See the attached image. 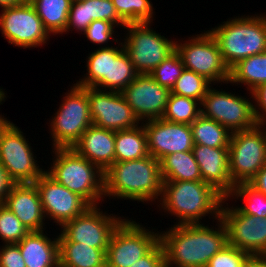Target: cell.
Returning <instances> with one entry per match:
<instances>
[{"label": "cell", "mask_w": 266, "mask_h": 267, "mask_svg": "<svg viewBox=\"0 0 266 267\" xmlns=\"http://www.w3.org/2000/svg\"><path fill=\"white\" fill-rule=\"evenodd\" d=\"M214 226L202 224L173 225L159 232L165 262L172 267H206L209 260L228 245L227 230L218 218Z\"/></svg>", "instance_id": "1"}, {"label": "cell", "mask_w": 266, "mask_h": 267, "mask_svg": "<svg viewBox=\"0 0 266 267\" xmlns=\"http://www.w3.org/2000/svg\"><path fill=\"white\" fill-rule=\"evenodd\" d=\"M163 179L160 161L151 155L131 161L114 162L104 172V197L143 203L159 201Z\"/></svg>", "instance_id": "2"}, {"label": "cell", "mask_w": 266, "mask_h": 267, "mask_svg": "<svg viewBox=\"0 0 266 267\" xmlns=\"http://www.w3.org/2000/svg\"><path fill=\"white\" fill-rule=\"evenodd\" d=\"M223 200L218 191L203 181H163L158 207L159 211L163 209L177 217L175 225L202 224L206 216L220 218Z\"/></svg>", "instance_id": "3"}, {"label": "cell", "mask_w": 266, "mask_h": 267, "mask_svg": "<svg viewBox=\"0 0 266 267\" xmlns=\"http://www.w3.org/2000/svg\"><path fill=\"white\" fill-rule=\"evenodd\" d=\"M209 32L229 69L242 59L266 52V14L236 16Z\"/></svg>", "instance_id": "4"}, {"label": "cell", "mask_w": 266, "mask_h": 267, "mask_svg": "<svg viewBox=\"0 0 266 267\" xmlns=\"http://www.w3.org/2000/svg\"><path fill=\"white\" fill-rule=\"evenodd\" d=\"M52 152L51 167L45 172L91 206L102 204L105 198L104 172L73 148H54Z\"/></svg>", "instance_id": "5"}, {"label": "cell", "mask_w": 266, "mask_h": 267, "mask_svg": "<svg viewBox=\"0 0 266 267\" xmlns=\"http://www.w3.org/2000/svg\"><path fill=\"white\" fill-rule=\"evenodd\" d=\"M63 96L58 110L49 121L52 148H72L92 125L86 87L73 84Z\"/></svg>", "instance_id": "6"}, {"label": "cell", "mask_w": 266, "mask_h": 267, "mask_svg": "<svg viewBox=\"0 0 266 267\" xmlns=\"http://www.w3.org/2000/svg\"><path fill=\"white\" fill-rule=\"evenodd\" d=\"M176 40L175 38V50L180 55L185 69L204 76L213 85L229 83L230 69L209 30L192 37L190 35L186 41Z\"/></svg>", "instance_id": "7"}, {"label": "cell", "mask_w": 266, "mask_h": 267, "mask_svg": "<svg viewBox=\"0 0 266 267\" xmlns=\"http://www.w3.org/2000/svg\"><path fill=\"white\" fill-rule=\"evenodd\" d=\"M152 23H129L124 27V50L138 74L151 73L175 51V39L166 38L150 27ZM127 35V36H126Z\"/></svg>", "instance_id": "8"}, {"label": "cell", "mask_w": 266, "mask_h": 267, "mask_svg": "<svg viewBox=\"0 0 266 267\" xmlns=\"http://www.w3.org/2000/svg\"><path fill=\"white\" fill-rule=\"evenodd\" d=\"M266 125L234 132L229 149V175L234 184L250 182L266 164Z\"/></svg>", "instance_id": "9"}, {"label": "cell", "mask_w": 266, "mask_h": 267, "mask_svg": "<svg viewBox=\"0 0 266 267\" xmlns=\"http://www.w3.org/2000/svg\"><path fill=\"white\" fill-rule=\"evenodd\" d=\"M210 86L201 102V115L212 119L231 133L249 130L258 125L254 113V103L250 98L215 89ZM223 90V91H222ZM250 99V100H249Z\"/></svg>", "instance_id": "10"}, {"label": "cell", "mask_w": 266, "mask_h": 267, "mask_svg": "<svg viewBox=\"0 0 266 267\" xmlns=\"http://www.w3.org/2000/svg\"><path fill=\"white\" fill-rule=\"evenodd\" d=\"M129 219L124 218L111 235L106 252V267H130L159 242L157 230L147 229L141 223Z\"/></svg>", "instance_id": "11"}, {"label": "cell", "mask_w": 266, "mask_h": 267, "mask_svg": "<svg viewBox=\"0 0 266 267\" xmlns=\"http://www.w3.org/2000/svg\"><path fill=\"white\" fill-rule=\"evenodd\" d=\"M32 150L31 143L13 122L0 130V163L14 183H34L45 172Z\"/></svg>", "instance_id": "12"}, {"label": "cell", "mask_w": 266, "mask_h": 267, "mask_svg": "<svg viewBox=\"0 0 266 267\" xmlns=\"http://www.w3.org/2000/svg\"><path fill=\"white\" fill-rule=\"evenodd\" d=\"M99 205L89 207L84 213L61 226L58 242L84 243L105 253L113 231L124 220L122 216L103 213Z\"/></svg>", "instance_id": "13"}, {"label": "cell", "mask_w": 266, "mask_h": 267, "mask_svg": "<svg viewBox=\"0 0 266 267\" xmlns=\"http://www.w3.org/2000/svg\"><path fill=\"white\" fill-rule=\"evenodd\" d=\"M0 12V31L9 44L30 49L42 47L50 40L51 34L31 3L23 2Z\"/></svg>", "instance_id": "14"}, {"label": "cell", "mask_w": 266, "mask_h": 267, "mask_svg": "<svg viewBox=\"0 0 266 267\" xmlns=\"http://www.w3.org/2000/svg\"><path fill=\"white\" fill-rule=\"evenodd\" d=\"M226 201L224 198L220 219L226 226L228 245L251 256L266 255V217L243 214L235 204L229 206Z\"/></svg>", "instance_id": "15"}, {"label": "cell", "mask_w": 266, "mask_h": 267, "mask_svg": "<svg viewBox=\"0 0 266 267\" xmlns=\"http://www.w3.org/2000/svg\"><path fill=\"white\" fill-rule=\"evenodd\" d=\"M86 93L92 125L114 131L141 125L121 92L86 87Z\"/></svg>", "instance_id": "16"}, {"label": "cell", "mask_w": 266, "mask_h": 267, "mask_svg": "<svg viewBox=\"0 0 266 267\" xmlns=\"http://www.w3.org/2000/svg\"><path fill=\"white\" fill-rule=\"evenodd\" d=\"M34 184L46 219L53 220L59 228L91 207L84 198L56 182L46 172Z\"/></svg>", "instance_id": "17"}, {"label": "cell", "mask_w": 266, "mask_h": 267, "mask_svg": "<svg viewBox=\"0 0 266 267\" xmlns=\"http://www.w3.org/2000/svg\"><path fill=\"white\" fill-rule=\"evenodd\" d=\"M144 122L142 124L147 134L148 152L155 159L161 161L172 153L192 151L194 142L190 125L162 118Z\"/></svg>", "instance_id": "18"}, {"label": "cell", "mask_w": 266, "mask_h": 267, "mask_svg": "<svg viewBox=\"0 0 266 267\" xmlns=\"http://www.w3.org/2000/svg\"><path fill=\"white\" fill-rule=\"evenodd\" d=\"M141 122L162 118L171 91L149 74H138L121 92Z\"/></svg>", "instance_id": "19"}, {"label": "cell", "mask_w": 266, "mask_h": 267, "mask_svg": "<svg viewBox=\"0 0 266 267\" xmlns=\"http://www.w3.org/2000/svg\"><path fill=\"white\" fill-rule=\"evenodd\" d=\"M192 152L199 165L202 181L227 198L235 186L229 175V149L194 145Z\"/></svg>", "instance_id": "20"}, {"label": "cell", "mask_w": 266, "mask_h": 267, "mask_svg": "<svg viewBox=\"0 0 266 267\" xmlns=\"http://www.w3.org/2000/svg\"><path fill=\"white\" fill-rule=\"evenodd\" d=\"M3 205L16 215L29 232L46 230V217L34 183H14Z\"/></svg>", "instance_id": "21"}, {"label": "cell", "mask_w": 266, "mask_h": 267, "mask_svg": "<svg viewBox=\"0 0 266 267\" xmlns=\"http://www.w3.org/2000/svg\"><path fill=\"white\" fill-rule=\"evenodd\" d=\"M72 148L105 172L115 162V131L90 125Z\"/></svg>", "instance_id": "22"}, {"label": "cell", "mask_w": 266, "mask_h": 267, "mask_svg": "<svg viewBox=\"0 0 266 267\" xmlns=\"http://www.w3.org/2000/svg\"><path fill=\"white\" fill-rule=\"evenodd\" d=\"M44 231H31L17 243L26 267H60L58 235L51 239Z\"/></svg>", "instance_id": "23"}, {"label": "cell", "mask_w": 266, "mask_h": 267, "mask_svg": "<svg viewBox=\"0 0 266 267\" xmlns=\"http://www.w3.org/2000/svg\"><path fill=\"white\" fill-rule=\"evenodd\" d=\"M60 267H106V253L84 243L58 242Z\"/></svg>", "instance_id": "24"}, {"label": "cell", "mask_w": 266, "mask_h": 267, "mask_svg": "<svg viewBox=\"0 0 266 267\" xmlns=\"http://www.w3.org/2000/svg\"><path fill=\"white\" fill-rule=\"evenodd\" d=\"M163 181H202L198 163L192 151L177 152L160 161Z\"/></svg>", "instance_id": "25"}, {"label": "cell", "mask_w": 266, "mask_h": 267, "mask_svg": "<svg viewBox=\"0 0 266 267\" xmlns=\"http://www.w3.org/2000/svg\"><path fill=\"white\" fill-rule=\"evenodd\" d=\"M147 155V134L142 123L141 126L115 131V162L138 160Z\"/></svg>", "instance_id": "26"}, {"label": "cell", "mask_w": 266, "mask_h": 267, "mask_svg": "<svg viewBox=\"0 0 266 267\" xmlns=\"http://www.w3.org/2000/svg\"><path fill=\"white\" fill-rule=\"evenodd\" d=\"M117 44L118 47H98L89 53L86 59L87 74H84L85 77L79 79L76 85L95 88L104 78H109L110 57H117L124 50L121 40H118Z\"/></svg>", "instance_id": "27"}, {"label": "cell", "mask_w": 266, "mask_h": 267, "mask_svg": "<svg viewBox=\"0 0 266 267\" xmlns=\"http://www.w3.org/2000/svg\"><path fill=\"white\" fill-rule=\"evenodd\" d=\"M229 83L247 86L252 92L257 87L266 84V52L240 60L230 69Z\"/></svg>", "instance_id": "28"}, {"label": "cell", "mask_w": 266, "mask_h": 267, "mask_svg": "<svg viewBox=\"0 0 266 267\" xmlns=\"http://www.w3.org/2000/svg\"><path fill=\"white\" fill-rule=\"evenodd\" d=\"M71 3V0H33L31 5L41 18L44 27L55 36L64 34Z\"/></svg>", "instance_id": "29"}, {"label": "cell", "mask_w": 266, "mask_h": 267, "mask_svg": "<svg viewBox=\"0 0 266 267\" xmlns=\"http://www.w3.org/2000/svg\"><path fill=\"white\" fill-rule=\"evenodd\" d=\"M194 145L228 148L232 133L220 123L200 115L191 124Z\"/></svg>", "instance_id": "30"}, {"label": "cell", "mask_w": 266, "mask_h": 267, "mask_svg": "<svg viewBox=\"0 0 266 267\" xmlns=\"http://www.w3.org/2000/svg\"><path fill=\"white\" fill-rule=\"evenodd\" d=\"M137 75L129 55L123 50L117 57H110L109 78H104L95 88L122 92Z\"/></svg>", "instance_id": "31"}, {"label": "cell", "mask_w": 266, "mask_h": 267, "mask_svg": "<svg viewBox=\"0 0 266 267\" xmlns=\"http://www.w3.org/2000/svg\"><path fill=\"white\" fill-rule=\"evenodd\" d=\"M200 115V101L170 93L162 119L190 125Z\"/></svg>", "instance_id": "32"}, {"label": "cell", "mask_w": 266, "mask_h": 267, "mask_svg": "<svg viewBox=\"0 0 266 267\" xmlns=\"http://www.w3.org/2000/svg\"><path fill=\"white\" fill-rule=\"evenodd\" d=\"M240 199L245 203L244 205L236 206L243 214L266 217V195L254 188L249 182H242L235 184L231 194L227 200Z\"/></svg>", "instance_id": "33"}, {"label": "cell", "mask_w": 266, "mask_h": 267, "mask_svg": "<svg viewBox=\"0 0 266 267\" xmlns=\"http://www.w3.org/2000/svg\"><path fill=\"white\" fill-rule=\"evenodd\" d=\"M118 16L126 23H153V4L150 0H112Z\"/></svg>", "instance_id": "34"}, {"label": "cell", "mask_w": 266, "mask_h": 267, "mask_svg": "<svg viewBox=\"0 0 266 267\" xmlns=\"http://www.w3.org/2000/svg\"><path fill=\"white\" fill-rule=\"evenodd\" d=\"M211 85L212 83L204 76L184 69L177 79L176 84L171 89V93L202 102L203 97Z\"/></svg>", "instance_id": "35"}, {"label": "cell", "mask_w": 266, "mask_h": 267, "mask_svg": "<svg viewBox=\"0 0 266 267\" xmlns=\"http://www.w3.org/2000/svg\"><path fill=\"white\" fill-rule=\"evenodd\" d=\"M180 55L176 50L162 61L149 75L161 86L170 91L176 84L177 79L184 71Z\"/></svg>", "instance_id": "36"}, {"label": "cell", "mask_w": 266, "mask_h": 267, "mask_svg": "<svg viewBox=\"0 0 266 267\" xmlns=\"http://www.w3.org/2000/svg\"><path fill=\"white\" fill-rule=\"evenodd\" d=\"M28 233L29 230L16 215L0 204V239L3 244H17Z\"/></svg>", "instance_id": "37"}, {"label": "cell", "mask_w": 266, "mask_h": 267, "mask_svg": "<svg viewBox=\"0 0 266 267\" xmlns=\"http://www.w3.org/2000/svg\"><path fill=\"white\" fill-rule=\"evenodd\" d=\"M115 25L109 21L104 20H93L89 26L82 33L85 35L87 40H89L92 44L101 45L100 47H111L112 45H108V42L112 41L117 43V39L115 37V33L117 31L115 29ZM116 38V39H115ZM104 44V46H102Z\"/></svg>", "instance_id": "38"}, {"label": "cell", "mask_w": 266, "mask_h": 267, "mask_svg": "<svg viewBox=\"0 0 266 267\" xmlns=\"http://www.w3.org/2000/svg\"><path fill=\"white\" fill-rule=\"evenodd\" d=\"M88 19L104 20L113 23L116 28L127 24L118 16L112 0H87Z\"/></svg>", "instance_id": "39"}, {"label": "cell", "mask_w": 266, "mask_h": 267, "mask_svg": "<svg viewBox=\"0 0 266 267\" xmlns=\"http://www.w3.org/2000/svg\"><path fill=\"white\" fill-rule=\"evenodd\" d=\"M250 256L247 252L226 245L209 260L206 267H244Z\"/></svg>", "instance_id": "40"}, {"label": "cell", "mask_w": 266, "mask_h": 267, "mask_svg": "<svg viewBox=\"0 0 266 267\" xmlns=\"http://www.w3.org/2000/svg\"><path fill=\"white\" fill-rule=\"evenodd\" d=\"M92 22V19H88L87 12V0L81 2H72L70 6V11L68 15V22L65 28V34L72 30L77 31V33L82 34L85 29ZM72 29V30H71Z\"/></svg>", "instance_id": "41"}, {"label": "cell", "mask_w": 266, "mask_h": 267, "mask_svg": "<svg viewBox=\"0 0 266 267\" xmlns=\"http://www.w3.org/2000/svg\"><path fill=\"white\" fill-rule=\"evenodd\" d=\"M0 267H26L17 244L0 246Z\"/></svg>", "instance_id": "42"}, {"label": "cell", "mask_w": 266, "mask_h": 267, "mask_svg": "<svg viewBox=\"0 0 266 267\" xmlns=\"http://www.w3.org/2000/svg\"><path fill=\"white\" fill-rule=\"evenodd\" d=\"M164 262V248L159 241L146 255L137 260L130 267H160Z\"/></svg>", "instance_id": "43"}, {"label": "cell", "mask_w": 266, "mask_h": 267, "mask_svg": "<svg viewBox=\"0 0 266 267\" xmlns=\"http://www.w3.org/2000/svg\"><path fill=\"white\" fill-rule=\"evenodd\" d=\"M254 113L258 124L266 125V84H263L252 92ZM260 110V111H259Z\"/></svg>", "instance_id": "44"}, {"label": "cell", "mask_w": 266, "mask_h": 267, "mask_svg": "<svg viewBox=\"0 0 266 267\" xmlns=\"http://www.w3.org/2000/svg\"><path fill=\"white\" fill-rule=\"evenodd\" d=\"M13 184L14 182L9 178L6 169L0 163V204H3Z\"/></svg>", "instance_id": "45"}, {"label": "cell", "mask_w": 266, "mask_h": 267, "mask_svg": "<svg viewBox=\"0 0 266 267\" xmlns=\"http://www.w3.org/2000/svg\"><path fill=\"white\" fill-rule=\"evenodd\" d=\"M254 188L266 195V164L249 182Z\"/></svg>", "instance_id": "46"}, {"label": "cell", "mask_w": 266, "mask_h": 267, "mask_svg": "<svg viewBox=\"0 0 266 267\" xmlns=\"http://www.w3.org/2000/svg\"><path fill=\"white\" fill-rule=\"evenodd\" d=\"M244 267H266V255L250 256Z\"/></svg>", "instance_id": "47"}, {"label": "cell", "mask_w": 266, "mask_h": 267, "mask_svg": "<svg viewBox=\"0 0 266 267\" xmlns=\"http://www.w3.org/2000/svg\"><path fill=\"white\" fill-rule=\"evenodd\" d=\"M6 94L5 91L3 90V88L0 90V104H2V102H5L6 99ZM10 120H8L7 118H5V116L0 115V130L9 122Z\"/></svg>", "instance_id": "48"}, {"label": "cell", "mask_w": 266, "mask_h": 267, "mask_svg": "<svg viewBox=\"0 0 266 267\" xmlns=\"http://www.w3.org/2000/svg\"><path fill=\"white\" fill-rule=\"evenodd\" d=\"M22 0H0L1 10L22 4Z\"/></svg>", "instance_id": "49"}, {"label": "cell", "mask_w": 266, "mask_h": 267, "mask_svg": "<svg viewBox=\"0 0 266 267\" xmlns=\"http://www.w3.org/2000/svg\"><path fill=\"white\" fill-rule=\"evenodd\" d=\"M160 267H172V266L168 265L166 262H164Z\"/></svg>", "instance_id": "50"}, {"label": "cell", "mask_w": 266, "mask_h": 267, "mask_svg": "<svg viewBox=\"0 0 266 267\" xmlns=\"http://www.w3.org/2000/svg\"><path fill=\"white\" fill-rule=\"evenodd\" d=\"M33 0H22V2H25V3H31Z\"/></svg>", "instance_id": "51"}, {"label": "cell", "mask_w": 266, "mask_h": 267, "mask_svg": "<svg viewBox=\"0 0 266 267\" xmlns=\"http://www.w3.org/2000/svg\"><path fill=\"white\" fill-rule=\"evenodd\" d=\"M72 2H81V1H84V0H71Z\"/></svg>", "instance_id": "52"}]
</instances>
